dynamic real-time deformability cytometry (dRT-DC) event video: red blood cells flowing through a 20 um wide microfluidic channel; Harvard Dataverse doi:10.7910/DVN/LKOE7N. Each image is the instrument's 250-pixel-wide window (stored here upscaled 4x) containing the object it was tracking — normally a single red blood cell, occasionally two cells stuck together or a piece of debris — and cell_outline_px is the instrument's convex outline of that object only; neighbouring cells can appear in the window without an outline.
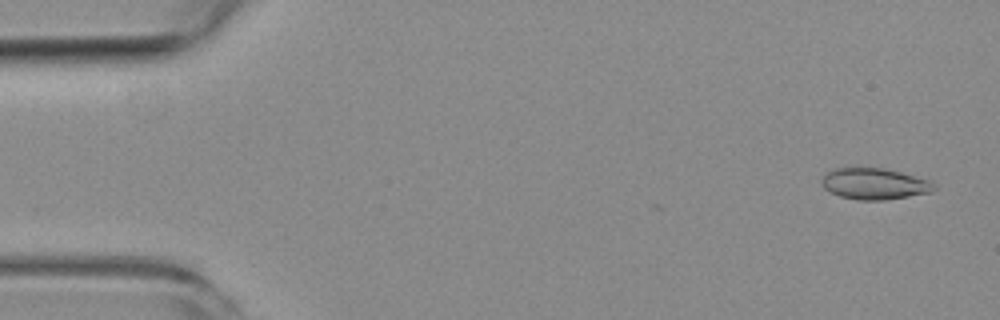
{"species": "common noctule bat (a hibernating species)", "species_latin": "Nyctalus noctula", "temperature_condition": "room temperature", "stored_images_in_passage": 5, "camera_frame_rate_fps": 3000, "um_per_image_px": 0.085, "animal": {"sex": "female", "body_mass_g": 19.3, "forearm_length_mm": 54.1}, "frame": {"image": 1, "passage_image": 1, "time_ms": 0.0, "image_size_px": [1000, 320], "cell_outline_px": [[936, 188], [932, 192], [884, 200], [856, 200], [840, 196], [828, 192], [820, 184], [820, 180], [828, 172], [836, 168], [884, 168], [900, 172], [928, 180], [936, 184]], "centroid_in_image_um": [74.3, 15.63], "position_along_channel_um": 10.7, "area_um2": 20.46}}
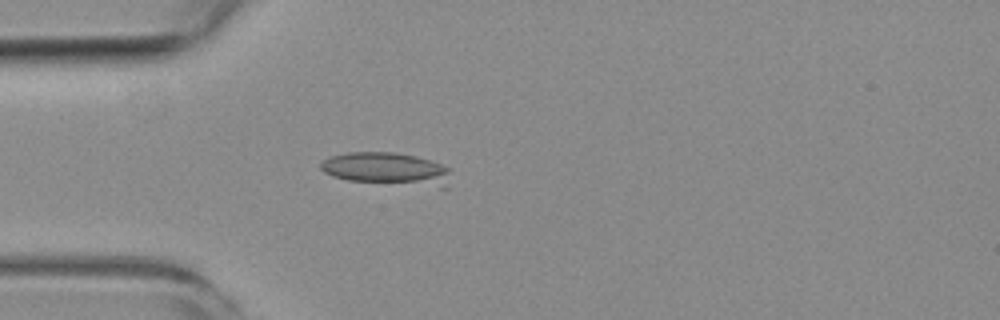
{"frame": {"image": 2, "passage_image": 5, "time_ms": 4.333, "image_size_px": [1000, 320], "cell_outline_px": [[452, 168], [448, 188], [440, 188], [348, 180], [332, 176], [324, 172], [320, 168], [320, 164], [324, 160], [332, 156], [348, 152], [396, 152], [416, 156]], "centroid_in_image_um": [32.96, 14.37], "position_along_channel_um": 52.0, "area_um2": 25.14}}